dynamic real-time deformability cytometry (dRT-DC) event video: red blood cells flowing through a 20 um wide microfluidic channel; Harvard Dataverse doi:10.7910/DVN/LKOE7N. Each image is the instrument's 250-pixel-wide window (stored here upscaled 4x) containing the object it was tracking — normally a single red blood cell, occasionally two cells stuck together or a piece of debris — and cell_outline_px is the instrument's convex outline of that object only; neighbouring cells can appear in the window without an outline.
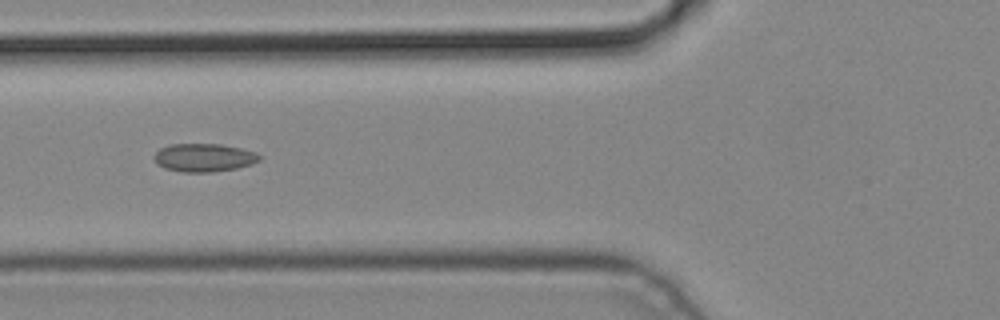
{"species": "common noctule bat (a hibernating species)", "species_latin": "Nyctalus noctula", "temperature_condition": "cold", "stored_images_in_passage": 6, "camera_frame_rate_fps": 3000, "um_per_image_px": 0.085, "animal": {"sex": "male", "body_mass_g": 19.2, "forearm_length_mm": 51.8}, "frame": {"image": 1, "passage_image": 6, "time_ms": 1.667, "image_size_px": [1000, 320], "cell_outline_px": [[260, 160], [252, 164], [236, 168], [212, 172], [184, 172], [164, 168], [156, 164], [152, 156], [160, 148], [168, 144], [220, 144], [240, 148], [256, 152], [260, 156]], "centroid_in_image_um": [17.3, 13.39], "position_along_channel_um": 108.5, "area_um2": 17.4}}